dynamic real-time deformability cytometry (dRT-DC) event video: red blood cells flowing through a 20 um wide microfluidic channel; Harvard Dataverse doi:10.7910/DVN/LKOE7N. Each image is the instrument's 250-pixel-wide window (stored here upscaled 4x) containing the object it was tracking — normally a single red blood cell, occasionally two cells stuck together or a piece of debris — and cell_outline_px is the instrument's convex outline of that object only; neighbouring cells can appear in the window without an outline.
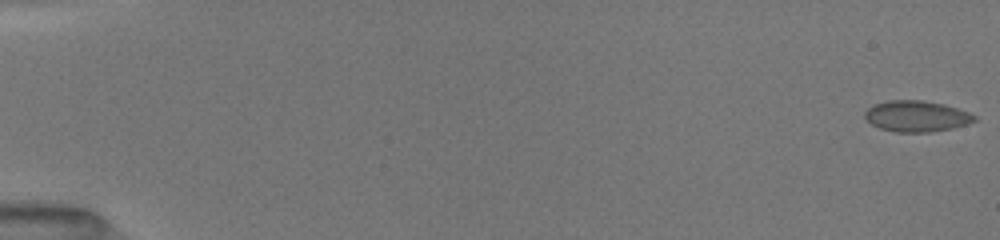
{"species": "common noctule bat (a hibernating species)", "species_latin": "Nyctalus noctula", "temperature_condition": "room temperature", "stored_images_in_passage": 35, "camera_frame_rate_fps": 3000, "um_per_image_px": 0.085, "animal": {"sex": "female", "body_mass_g": 19.5, "forearm_length_mm": 54.1}, "frame": {"image": 1, "passage_image": 1, "time_ms": 0.0, "image_size_px": [1000, 240], "cell_outline_px": [[976, 120], [968, 124], [952, 128], [932, 132], [896, 132], [880, 128], [872, 124], [864, 116], [864, 112], [868, 108], [876, 104], [888, 100], [920, 100], [944, 104], [968, 112], [976, 116]], "centroid_in_image_um": [77.91, 9.88], "position_along_channel_um": 7.1, "area_um2": 19.71}}
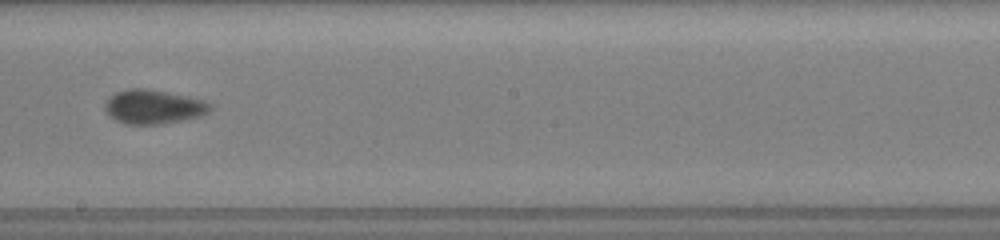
{"frame": {"image": 2, "passage_image": 19, "time_ms": 10.0, "image_size_px": [1000, 240], "cell_outline_px": [[212, 108], [208, 112], [200, 116], [164, 124], [124, 124], [116, 120], [104, 108], [104, 104], [108, 96], [116, 92], [128, 88], [152, 88], [188, 96], [204, 100], [212, 104]], "centroid_in_image_um": [13.05, 9.06], "position_along_channel_um": 235.2, "area_um2": 21.21}}
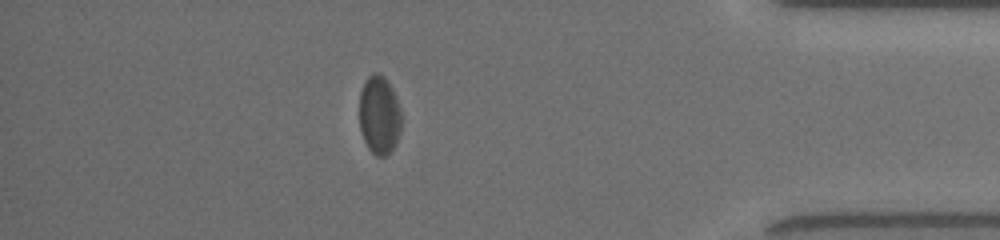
{"frame": {"image": 3, "passage_image": 30, "time_ms": 15.0, "image_size_px": [1000, 240], "cell_outline_px": [[400, 132], [396, 144], [384, 156], [376, 156], [368, 148], [364, 140], [360, 128], [360, 92], [364, 80], [372, 72], [380, 72], [388, 80], [392, 88], [400, 108]], "centroid_in_image_um": [32.23, 9.73], "position_along_channel_um": 403.0, "area_um2": 19.31}, "authors_computed_cell_mechanics": {"area_um2": 19.5942, "velocity_mm_per_s": 4.0269, "shape_relaxation_time_tau1_ms": 2.5448, "shape_relaxation_time_tau2_ms": null, "deformation_change_tau1": 0.0543, "deformation_change_tau2": null}}